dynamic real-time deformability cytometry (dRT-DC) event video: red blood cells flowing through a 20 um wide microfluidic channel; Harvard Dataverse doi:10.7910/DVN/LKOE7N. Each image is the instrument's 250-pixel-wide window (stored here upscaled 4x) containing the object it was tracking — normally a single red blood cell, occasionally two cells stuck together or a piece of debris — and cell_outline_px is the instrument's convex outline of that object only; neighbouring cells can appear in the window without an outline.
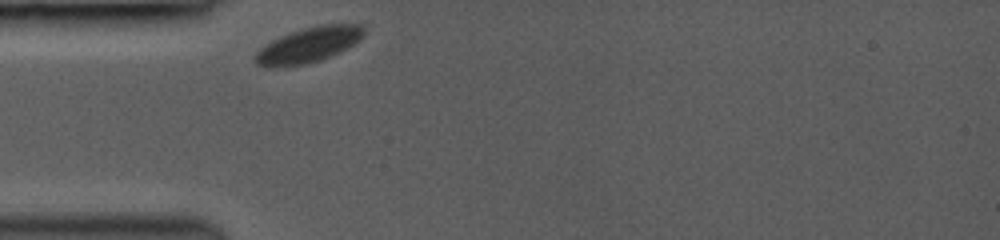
{"species": "common noctule bat (a hibernating species)", "species_latin": "Nyctalus noctula", "temperature_condition": "room temperature", "stored_images_in_passage": 11, "camera_frame_rate_fps": 3000, "um_per_image_px": 0.085, "animal": {"sex": "female", "body_mass_g": 19.0, "forearm_length_mm": 53.3}, "frame": {"image": 1, "passage_image": 1, "time_ms": 0.0, "image_size_px": [1000, 240], "cell_outline_px": [[364, 36], [360, 40], [340, 52], [320, 60], [304, 64], [256, 64], [252, 60], [256, 52], [264, 44], [280, 36], [300, 28], [320, 24], [360, 24], [364, 28]], "centroid_in_image_um": [26.28, 3.76], "position_along_channel_um": 58.7, "area_um2": 21.91}}
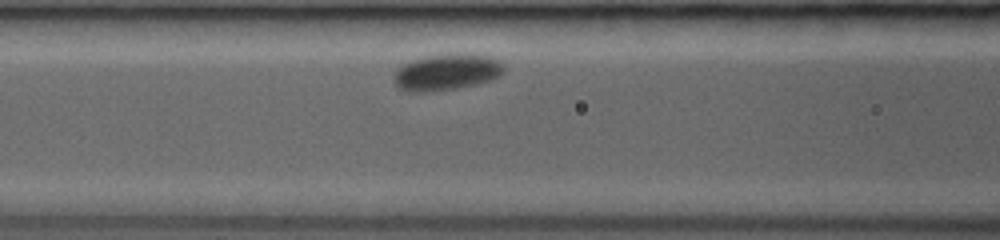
{"frame": {"image": 2, "passage_image": 7, "time_ms": 2.0, "image_size_px": [1000, 240], "cell_outline_px": [[504, 72], [500, 76], [492, 80], [476, 84], [456, 88], [428, 92], [408, 92], [400, 88], [392, 80], [392, 76], [396, 68], [412, 60], [428, 56], [456, 52], [492, 56], [500, 60], [504, 64]], "centroid_in_image_um": [37.98, 6.12], "position_along_channel_um": 128.6, "area_um2": 23.81}}
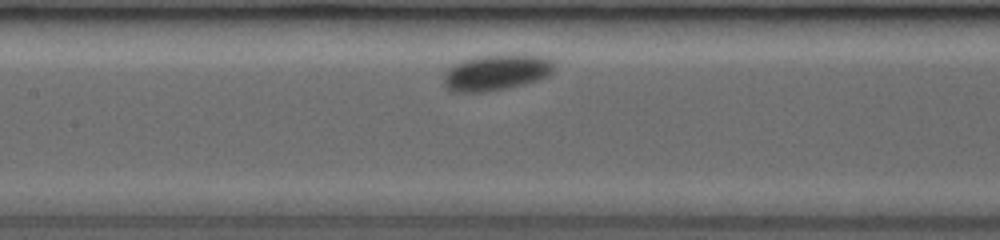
{"frame": {"image": 3, "passage_image": 10, "time_ms": 3.0, "image_size_px": [1000, 240], "cell_outline_px": [[556, 68], [548, 76], [540, 80], [508, 88], [488, 92], [448, 92], [444, 84], [444, 72], [452, 64], [460, 60], [476, 56], [512, 52], [524, 52], [544, 56], [556, 60]], "centroid_in_image_um": [42.25, 6.11], "position_along_channel_um": 165.2, "area_um2": 24.62}}